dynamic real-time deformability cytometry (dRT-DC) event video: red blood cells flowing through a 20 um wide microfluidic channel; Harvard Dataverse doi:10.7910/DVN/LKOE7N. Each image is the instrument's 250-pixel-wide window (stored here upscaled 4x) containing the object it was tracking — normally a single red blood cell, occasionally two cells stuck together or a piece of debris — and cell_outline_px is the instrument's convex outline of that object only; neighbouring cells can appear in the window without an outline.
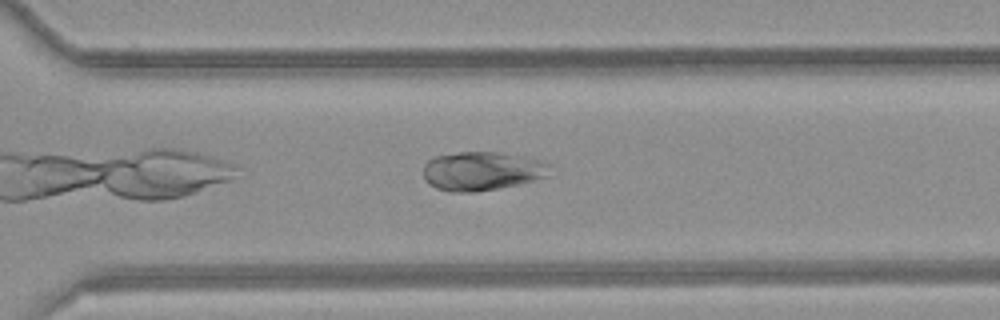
{"species": "common noctule bat (a hibernating species)", "species_latin": "Nyctalus noctula", "temperature_condition": "room temperature", "stored_images_in_passage": 10, "camera_frame_rate_fps": 3000, "um_per_image_px": 0.085, "animal": {"sex": "female", "body_mass_g": 21.9}, "frame": {"image": 1, "passage_image": 10, "time_ms": 11.0, "image_size_px": [1000, 320], "cell_outline_px": [[552, 164], [548, 176], [520, 184], [472, 192], [452, 192], [436, 188], [428, 184], [424, 180], [424, 164], [428, 160], [436, 156], [460, 152], [496, 152], [524, 156], [540, 160]], "centroid_in_image_um": [40.98, 14.54], "position_along_channel_um": 329.6, "area_um2": 28.73}}